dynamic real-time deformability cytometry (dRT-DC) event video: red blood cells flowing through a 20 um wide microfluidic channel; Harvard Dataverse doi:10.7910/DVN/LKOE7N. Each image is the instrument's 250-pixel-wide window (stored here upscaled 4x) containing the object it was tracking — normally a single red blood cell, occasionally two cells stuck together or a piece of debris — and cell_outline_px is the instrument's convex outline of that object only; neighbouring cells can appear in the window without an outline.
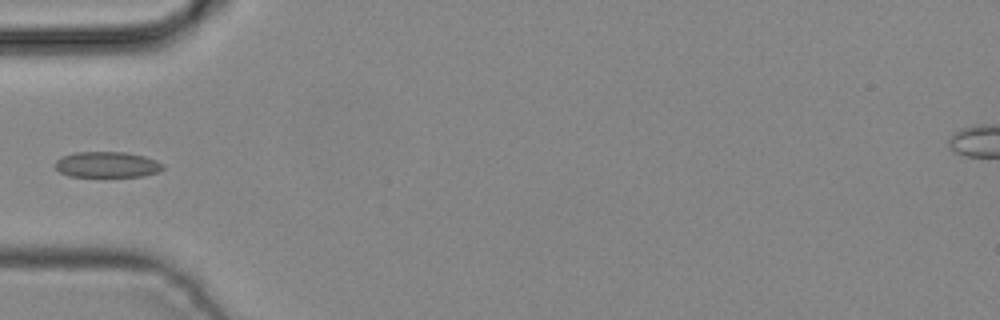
{"species": "common noctule bat (a hibernating species)", "species_latin": "Nyctalus noctula", "temperature_condition": "cold", "stored_images_in_passage": 4, "camera_frame_rate_fps": 3000, "um_per_image_px": 0.085, "animal": {"sex": "male", "body_mass_g": 19.2, "forearm_length_mm": 51.8}, "frame": {"image": 1, "passage_image": 4, "time_ms": 1.0, "image_size_px": [1000, 320], "cell_outline_px": [[164, 168], [160, 172], [144, 176], [68, 176], [60, 172], [56, 168], [56, 160], [64, 156], [76, 152], [124, 152], [144, 156], [156, 160], [164, 164]], "centroid_in_image_um": [9.15, 13.99], "position_along_channel_um": 75.9, "area_um2": 16.13}}